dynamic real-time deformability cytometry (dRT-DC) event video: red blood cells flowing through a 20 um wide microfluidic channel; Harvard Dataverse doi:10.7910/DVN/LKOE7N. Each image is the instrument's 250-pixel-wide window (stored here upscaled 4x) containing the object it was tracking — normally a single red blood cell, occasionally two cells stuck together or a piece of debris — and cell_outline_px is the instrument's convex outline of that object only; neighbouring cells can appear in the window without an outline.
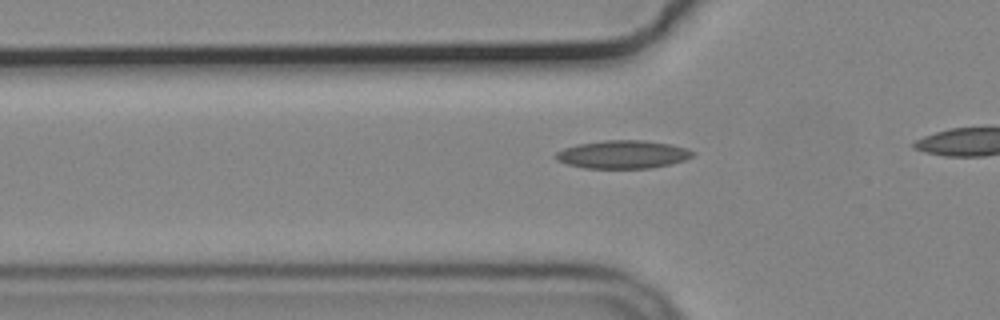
{"species": "common noctule bat (a hibernating species)", "species_latin": "Nyctalus noctula", "temperature_condition": "cold", "stored_images_in_passage": 25, "camera_frame_rate_fps": 3000, "um_per_image_px": 0.085, "animal": {"sex": "male", "body_mass_g": 19.2, "forearm_length_mm": 51.8}, "frame": {"image": 1, "passage_image": 9, "time_ms": 2.667, "image_size_px": [1000, 320], "cell_outline_px": [[692, 156], [684, 160], [652, 168], [584, 168], [568, 164], [556, 160], [556, 152], [564, 148], [576, 144], [604, 140], [644, 140], [672, 144], [688, 148], [692, 152]], "centroid_in_image_um": [52.92, 13.12], "position_along_channel_um": 72.9, "area_um2": 22.37}}
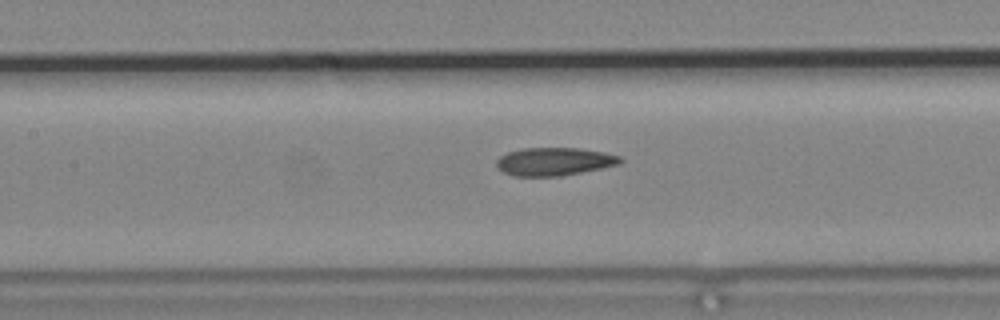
{"frame": {"image": 2, "passage_image": 16, "time_ms": 5.0, "image_size_px": [1000, 320], "cell_outline_px": [[624, 160], [620, 164], [560, 176], [512, 176], [504, 172], [496, 164], [496, 160], [500, 156], [508, 152], [524, 148], [580, 148], [604, 152], [620, 156]], "centroid_in_image_um": [47.12, 13.72], "position_along_channel_um": 160.3, "area_um2": 20.11}}
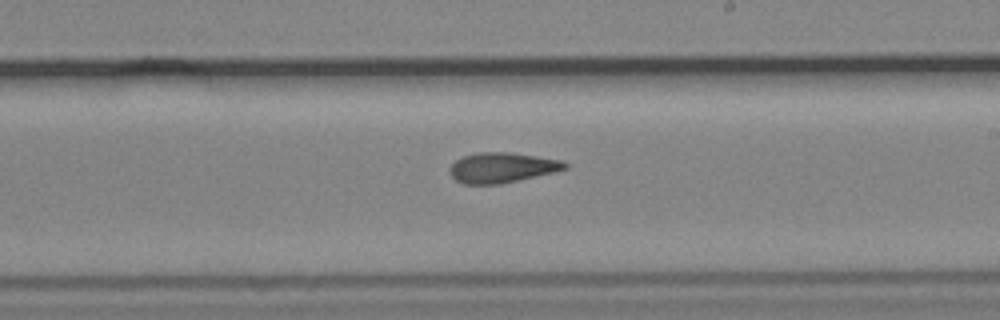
{"frame": {"image": 3, "passage_image": 23, "time_ms": 7.333, "image_size_px": [1000, 320], "cell_outline_px": [[568, 168], [552, 172], [500, 184], [464, 184], [456, 180], [448, 172], [448, 168], [456, 160], [464, 156], [480, 152], [512, 152], [560, 160], [568, 164]], "centroid_in_image_um": [42.63, 14.24], "position_along_channel_um": 246.4, "area_um2": 20.06}}